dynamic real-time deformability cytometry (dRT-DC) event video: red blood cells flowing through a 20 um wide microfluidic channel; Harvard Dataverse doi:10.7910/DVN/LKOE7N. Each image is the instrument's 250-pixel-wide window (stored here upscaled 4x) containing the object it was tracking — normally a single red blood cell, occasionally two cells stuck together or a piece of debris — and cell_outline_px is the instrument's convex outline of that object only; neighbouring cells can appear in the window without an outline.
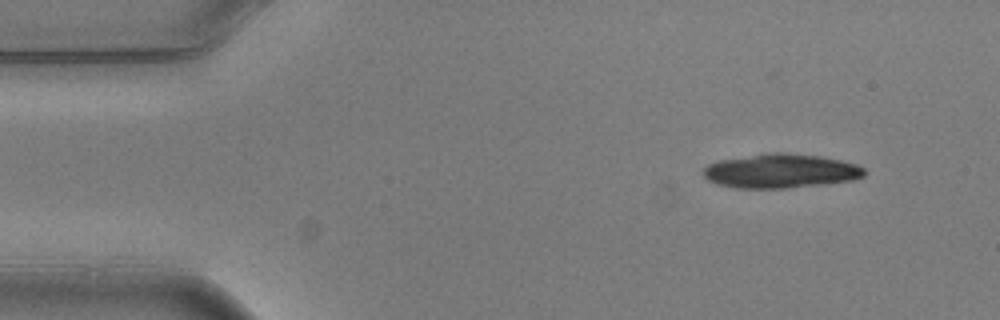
{"species": "common noctule bat (a hibernating species)", "species_latin": "Nyctalus noctula", "temperature_condition": "warm", "stored_images_in_passage": 5, "camera_frame_rate_fps": 3000, "um_per_image_px": 0.085, "animal": {"sex": "male", "body_mass_g": 20.5, "forearm_length_mm": 52.5}, "frame": {"image": 1, "passage_image": 1, "time_ms": 0.0, "image_size_px": [1000, 320], "cell_outline_px": [[864, 176], [852, 180], [820, 184], [784, 188], [736, 188], [716, 184], [708, 180], [704, 176], [704, 168], [708, 164], [720, 160], [772, 152], [784, 152], [820, 156], [840, 160], [856, 164], [864, 168]], "centroid_in_image_um": [66.34, 14.53], "position_along_channel_um": 18.7, "area_um2": 31.79}}